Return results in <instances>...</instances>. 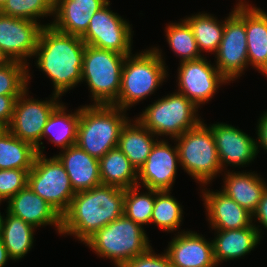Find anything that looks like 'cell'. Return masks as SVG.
<instances>
[{"label":"cell","mask_w":267,"mask_h":267,"mask_svg":"<svg viewBox=\"0 0 267 267\" xmlns=\"http://www.w3.org/2000/svg\"><path fill=\"white\" fill-rule=\"evenodd\" d=\"M86 44L79 36L65 34L51 25L42 28L35 56L39 68L53 83V94L64 96L81 84Z\"/></svg>","instance_id":"obj_1"},{"label":"cell","mask_w":267,"mask_h":267,"mask_svg":"<svg viewBox=\"0 0 267 267\" xmlns=\"http://www.w3.org/2000/svg\"><path fill=\"white\" fill-rule=\"evenodd\" d=\"M125 189L99 185L76 192L62 215L61 234L75 236L83 244L110 222L123 215Z\"/></svg>","instance_id":"obj_2"},{"label":"cell","mask_w":267,"mask_h":267,"mask_svg":"<svg viewBox=\"0 0 267 267\" xmlns=\"http://www.w3.org/2000/svg\"><path fill=\"white\" fill-rule=\"evenodd\" d=\"M163 58L165 59L162 50L154 46L140 53L127 55L118 99L113 105L127 111L152 95L169 75Z\"/></svg>","instance_id":"obj_3"},{"label":"cell","mask_w":267,"mask_h":267,"mask_svg":"<svg viewBox=\"0 0 267 267\" xmlns=\"http://www.w3.org/2000/svg\"><path fill=\"white\" fill-rule=\"evenodd\" d=\"M126 111L114 105H83L77 128L76 145L101 159L118 145L120 133L129 120Z\"/></svg>","instance_id":"obj_4"},{"label":"cell","mask_w":267,"mask_h":267,"mask_svg":"<svg viewBox=\"0 0 267 267\" xmlns=\"http://www.w3.org/2000/svg\"><path fill=\"white\" fill-rule=\"evenodd\" d=\"M144 228L124 214L99 229L84 244L103 259H110L115 267L137 255L147 252L152 246Z\"/></svg>","instance_id":"obj_5"},{"label":"cell","mask_w":267,"mask_h":267,"mask_svg":"<svg viewBox=\"0 0 267 267\" xmlns=\"http://www.w3.org/2000/svg\"><path fill=\"white\" fill-rule=\"evenodd\" d=\"M126 56L86 45L81 82L88 85L92 105H113L117 101Z\"/></svg>","instance_id":"obj_6"},{"label":"cell","mask_w":267,"mask_h":267,"mask_svg":"<svg viewBox=\"0 0 267 267\" xmlns=\"http://www.w3.org/2000/svg\"><path fill=\"white\" fill-rule=\"evenodd\" d=\"M173 140L178 149L180 167L201 187L210 184L224 171L212 130L203 121Z\"/></svg>","instance_id":"obj_7"},{"label":"cell","mask_w":267,"mask_h":267,"mask_svg":"<svg viewBox=\"0 0 267 267\" xmlns=\"http://www.w3.org/2000/svg\"><path fill=\"white\" fill-rule=\"evenodd\" d=\"M198 115V107L176 91L154 100L136 119L157 137L165 135L173 140L198 126L203 120Z\"/></svg>","instance_id":"obj_8"},{"label":"cell","mask_w":267,"mask_h":267,"mask_svg":"<svg viewBox=\"0 0 267 267\" xmlns=\"http://www.w3.org/2000/svg\"><path fill=\"white\" fill-rule=\"evenodd\" d=\"M27 185L61 215L68 210L75 195L68 173L55 155L50 158L44 154L36 155Z\"/></svg>","instance_id":"obj_9"},{"label":"cell","mask_w":267,"mask_h":267,"mask_svg":"<svg viewBox=\"0 0 267 267\" xmlns=\"http://www.w3.org/2000/svg\"><path fill=\"white\" fill-rule=\"evenodd\" d=\"M28 91L26 89L16 99L12 121L7 129L15 137L36 148L37 154L43 155V128L52 112L61 104V98L52 93L50 100H36L28 96Z\"/></svg>","instance_id":"obj_10"},{"label":"cell","mask_w":267,"mask_h":267,"mask_svg":"<svg viewBox=\"0 0 267 267\" xmlns=\"http://www.w3.org/2000/svg\"><path fill=\"white\" fill-rule=\"evenodd\" d=\"M218 71L230 82L248 67L244 4H236L226 17L219 48L214 56Z\"/></svg>","instance_id":"obj_11"},{"label":"cell","mask_w":267,"mask_h":267,"mask_svg":"<svg viewBox=\"0 0 267 267\" xmlns=\"http://www.w3.org/2000/svg\"><path fill=\"white\" fill-rule=\"evenodd\" d=\"M110 1L92 15L86 33V45L129 55L132 52V24L110 10Z\"/></svg>","instance_id":"obj_12"},{"label":"cell","mask_w":267,"mask_h":267,"mask_svg":"<svg viewBox=\"0 0 267 267\" xmlns=\"http://www.w3.org/2000/svg\"><path fill=\"white\" fill-rule=\"evenodd\" d=\"M210 62L203 55L196 60L180 62L177 69V92L191 100L198 108L205 102L208 103L220 86L230 83Z\"/></svg>","instance_id":"obj_13"},{"label":"cell","mask_w":267,"mask_h":267,"mask_svg":"<svg viewBox=\"0 0 267 267\" xmlns=\"http://www.w3.org/2000/svg\"><path fill=\"white\" fill-rule=\"evenodd\" d=\"M50 25L0 13V47L11 61L28 65V82L31 75L27 58L33 57L36 52L42 28Z\"/></svg>","instance_id":"obj_14"},{"label":"cell","mask_w":267,"mask_h":267,"mask_svg":"<svg viewBox=\"0 0 267 267\" xmlns=\"http://www.w3.org/2000/svg\"><path fill=\"white\" fill-rule=\"evenodd\" d=\"M171 145L165 139L155 143L147 160L137 172L138 186L171 191L176 180L178 165L180 166L177 146Z\"/></svg>","instance_id":"obj_15"},{"label":"cell","mask_w":267,"mask_h":267,"mask_svg":"<svg viewBox=\"0 0 267 267\" xmlns=\"http://www.w3.org/2000/svg\"><path fill=\"white\" fill-rule=\"evenodd\" d=\"M209 127L212 130L222 170L228 165L235 168L244 167L257 158L256 140L238 127L222 122L210 124Z\"/></svg>","instance_id":"obj_16"},{"label":"cell","mask_w":267,"mask_h":267,"mask_svg":"<svg viewBox=\"0 0 267 267\" xmlns=\"http://www.w3.org/2000/svg\"><path fill=\"white\" fill-rule=\"evenodd\" d=\"M169 242L167 253L173 267H216L212 240L193 231H178Z\"/></svg>","instance_id":"obj_17"},{"label":"cell","mask_w":267,"mask_h":267,"mask_svg":"<svg viewBox=\"0 0 267 267\" xmlns=\"http://www.w3.org/2000/svg\"><path fill=\"white\" fill-rule=\"evenodd\" d=\"M206 189V190H205ZM202 201L210 227L217 230L243 229L253 225L252 214L221 190L203 187Z\"/></svg>","instance_id":"obj_18"},{"label":"cell","mask_w":267,"mask_h":267,"mask_svg":"<svg viewBox=\"0 0 267 267\" xmlns=\"http://www.w3.org/2000/svg\"><path fill=\"white\" fill-rule=\"evenodd\" d=\"M7 212L37 227L54 226L61 234L62 215L47 201L34 193L27 185L7 201Z\"/></svg>","instance_id":"obj_19"},{"label":"cell","mask_w":267,"mask_h":267,"mask_svg":"<svg viewBox=\"0 0 267 267\" xmlns=\"http://www.w3.org/2000/svg\"><path fill=\"white\" fill-rule=\"evenodd\" d=\"M109 0H55L51 26L65 34L82 37L92 15Z\"/></svg>","instance_id":"obj_20"},{"label":"cell","mask_w":267,"mask_h":267,"mask_svg":"<svg viewBox=\"0 0 267 267\" xmlns=\"http://www.w3.org/2000/svg\"><path fill=\"white\" fill-rule=\"evenodd\" d=\"M253 223L251 227L232 230H215L216 237L212 240L214 260L218 264L227 260L242 258L249 254L262 237V229Z\"/></svg>","instance_id":"obj_21"},{"label":"cell","mask_w":267,"mask_h":267,"mask_svg":"<svg viewBox=\"0 0 267 267\" xmlns=\"http://www.w3.org/2000/svg\"><path fill=\"white\" fill-rule=\"evenodd\" d=\"M55 156L68 173L75 193L90 190L102 184L99 173V160L77 145L61 150Z\"/></svg>","instance_id":"obj_22"},{"label":"cell","mask_w":267,"mask_h":267,"mask_svg":"<svg viewBox=\"0 0 267 267\" xmlns=\"http://www.w3.org/2000/svg\"><path fill=\"white\" fill-rule=\"evenodd\" d=\"M224 171V186L220 189L228 197L253 214L258 207L267 183L261 175L253 172Z\"/></svg>","instance_id":"obj_23"},{"label":"cell","mask_w":267,"mask_h":267,"mask_svg":"<svg viewBox=\"0 0 267 267\" xmlns=\"http://www.w3.org/2000/svg\"><path fill=\"white\" fill-rule=\"evenodd\" d=\"M239 1L237 4H244L248 66L260 71L267 63V12Z\"/></svg>","instance_id":"obj_24"},{"label":"cell","mask_w":267,"mask_h":267,"mask_svg":"<svg viewBox=\"0 0 267 267\" xmlns=\"http://www.w3.org/2000/svg\"><path fill=\"white\" fill-rule=\"evenodd\" d=\"M132 120L129 118L123 126L117 147L126 155L138 172L159 137L144 127L137 119Z\"/></svg>","instance_id":"obj_25"},{"label":"cell","mask_w":267,"mask_h":267,"mask_svg":"<svg viewBox=\"0 0 267 267\" xmlns=\"http://www.w3.org/2000/svg\"><path fill=\"white\" fill-rule=\"evenodd\" d=\"M66 110L67 107L62 102L52 112L42 132V140L47 138L49 142L54 143L60 150L76 145L77 141L80 106L71 113H67Z\"/></svg>","instance_id":"obj_26"},{"label":"cell","mask_w":267,"mask_h":267,"mask_svg":"<svg viewBox=\"0 0 267 267\" xmlns=\"http://www.w3.org/2000/svg\"><path fill=\"white\" fill-rule=\"evenodd\" d=\"M99 173L102 185L122 189L137 186V171L118 147L99 159Z\"/></svg>","instance_id":"obj_27"},{"label":"cell","mask_w":267,"mask_h":267,"mask_svg":"<svg viewBox=\"0 0 267 267\" xmlns=\"http://www.w3.org/2000/svg\"><path fill=\"white\" fill-rule=\"evenodd\" d=\"M35 227L6 211L3 217L1 239L12 260L18 261L33 247Z\"/></svg>","instance_id":"obj_28"},{"label":"cell","mask_w":267,"mask_h":267,"mask_svg":"<svg viewBox=\"0 0 267 267\" xmlns=\"http://www.w3.org/2000/svg\"><path fill=\"white\" fill-rule=\"evenodd\" d=\"M36 148L15 137L7 128L0 131V169H32Z\"/></svg>","instance_id":"obj_29"},{"label":"cell","mask_w":267,"mask_h":267,"mask_svg":"<svg viewBox=\"0 0 267 267\" xmlns=\"http://www.w3.org/2000/svg\"><path fill=\"white\" fill-rule=\"evenodd\" d=\"M201 13L184 17V20L192 29L201 55L204 51L216 54L222 39L226 18L224 21H220L213 14L205 13V11Z\"/></svg>","instance_id":"obj_30"},{"label":"cell","mask_w":267,"mask_h":267,"mask_svg":"<svg viewBox=\"0 0 267 267\" xmlns=\"http://www.w3.org/2000/svg\"><path fill=\"white\" fill-rule=\"evenodd\" d=\"M170 194V190H156L150 224H155L165 232H176L180 229L184 211L183 206Z\"/></svg>","instance_id":"obj_31"},{"label":"cell","mask_w":267,"mask_h":267,"mask_svg":"<svg viewBox=\"0 0 267 267\" xmlns=\"http://www.w3.org/2000/svg\"><path fill=\"white\" fill-rule=\"evenodd\" d=\"M170 23L165 28L166 41L171 50L180 58L179 62L196 60L203 57L189 24L183 19Z\"/></svg>","instance_id":"obj_32"},{"label":"cell","mask_w":267,"mask_h":267,"mask_svg":"<svg viewBox=\"0 0 267 267\" xmlns=\"http://www.w3.org/2000/svg\"><path fill=\"white\" fill-rule=\"evenodd\" d=\"M140 192V186L125 189L123 214L135 223L144 227L150 224L154 201L156 196L155 189H146ZM148 192V193H147Z\"/></svg>","instance_id":"obj_33"},{"label":"cell","mask_w":267,"mask_h":267,"mask_svg":"<svg viewBox=\"0 0 267 267\" xmlns=\"http://www.w3.org/2000/svg\"><path fill=\"white\" fill-rule=\"evenodd\" d=\"M54 3L55 0H7L0 13L40 23L39 18L54 16Z\"/></svg>","instance_id":"obj_34"},{"label":"cell","mask_w":267,"mask_h":267,"mask_svg":"<svg viewBox=\"0 0 267 267\" xmlns=\"http://www.w3.org/2000/svg\"><path fill=\"white\" fill-rule=\"evenodd\" d=\"M28 85V65L10 61L0 66V95L20 96Z\"/></svg>","instance_id":"obj_35"},{"label":"cell","mask_w":267,"mask_h":267,"mask_svg":"<svg viewBox=\"0 0 267 267\" xmlns=\"http://www.w3.org/2000/svg\"><path fill=\"white\" fill-rule=\"evenodd\" d=\"M28 171L0 169V201H8L28 184Z\"/></svg>","instance_id":"obj_36"},{"label":"cell","mask_w":267,"mask_h":267,"mask_svg":"<svg viewBox=\"0 0 267 267\" xmlns=\"http://www.w3.org/2000/svg\"><path fill=\"white\" fill-rule=\"evenodd\" d=\"M121 267H173L166 252L156 254L151 247L147 252L137 255Z\"/></svg>","instance_id":"obj_37"},{"label":"cell","mask_w":267,"mask_h":267,"mask_svg":"<svg viewBox=\"0 0 267 267\" xmlns=\"http://www.w3.org/2000/svg\"><path fill=\"white\" fill-rule=\"evenodd\" d=\"M18 97L0 95V127L2 129L9 127L13 117L15 102Z\"/></svg>","instance_id":"obj_38"},{"label":"cell","mask_w":267,"mask_h":267,"mask_svg":"<svg viewBox=\"0 0 267 267\" xmlns=\"http://www.w3.org/2000/svg\"><path fill=\"white\" fill-rule=\"evenodd\" d=\"M264 114L261 115L258 119L257 126H256V148L257 153H259L260 147L266 150L267 152V111L263 112ZM259 149V150H258Z\"/></svg>","instance_id":"obj_39"},{"label":"cell","mask_w":267,"mask_h":267,"mask_svg":"<svg viewBox=\"0 0 267 267\" xmlns=\"http://www.w3.org/2000/svg\"><path fill=\"white\" fill-rule=\"evenodd\" d=\"M255 219V220H254ZM259 221L264 229H267V188L264 191L257 209L252 214V221Z\"/></svg>","instance_id":"obj_40"},{"label":"cell","mask_w":267,"mask_h":267,"mask_svg":"<svg viewBox=\"0 0 267 267\" xmlns=\"http://www.w3.org/2000/svg\"><path fill=\"white\" fill-rule=\"evenodd\" d=\"M8 260H12V259L9 257L8 251L2 239L0 238V267H5Z\"/></svg>","instance_id":"obj_41"},{"label":"cell","mask_w":267,"mask_h":267,"mask_svg":"<svg viewBox=\"0 0 267 267\" xmlns=\"http://www.w3.org/2000/svg\"><path fill=\"white\" fill-rule=\"evenodd\" d=\"M11 60L6 56L3 52L2 48L0 47V66L9 63Z\"/></svg>","instance_id":"obj_42"},{"label":"cell","mask_w":267,"mask_h":267,"mask_svg":"<svg viewBox=\"0 0 267 267\" xmlns=\"http://www.w3.org/2000/svg\"><path fill=\"white\" fill-rule=\"evenodd\" d=\"M259 73H262L264 76L267 77V63H266V65L259 71Z\"/></svg>","instance_id":"obj_43"},{"label":"cell","mask_w":267,"mask_h":267,"mask_svg":"<svg viewBox=\"0 0 267 267\" xmlns=\"http://www.w3.org/2000/svg\"><path fill=\"white\" fill-rule=\"evenodd\" d=\"M3 215L0 212V238H1V230H2V222H3Z\"/></svg>","instance_id":"obj_44"},{"label":"cell","mask_w":267,"mask_h":267,"mask_svg":"<svg viewBox=\"0 0 267 267\" xmlns=\"http://www.w3.org/2000/svg\"><path fill=\"white\" fill-rule=\"evenodd\" d=\"M7 0H0V8L5 4Z\"/></svg>","instance_id":"obj_45"}]
</instances>
